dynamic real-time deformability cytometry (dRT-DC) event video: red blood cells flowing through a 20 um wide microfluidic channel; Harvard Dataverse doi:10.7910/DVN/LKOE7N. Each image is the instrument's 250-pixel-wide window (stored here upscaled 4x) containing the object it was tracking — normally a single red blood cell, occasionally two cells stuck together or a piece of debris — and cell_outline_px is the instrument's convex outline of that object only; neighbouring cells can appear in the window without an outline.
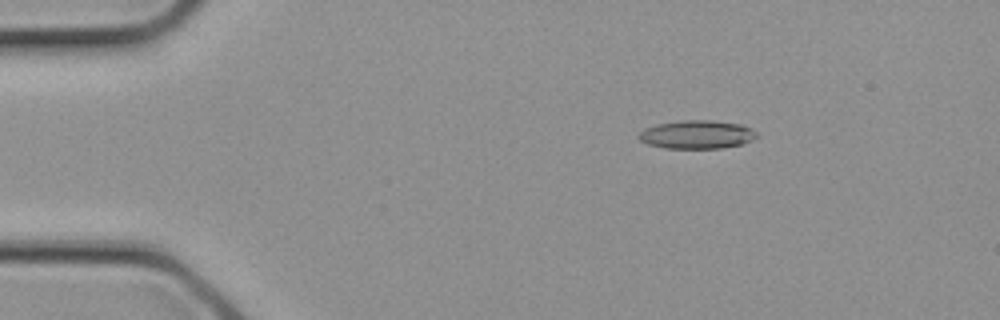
{"species": "common noctule bat (a hibernating species)", "species_latin": "Nyctalus noctula", "temperature_condition": "cold", "stored_images_in_passage": 3, "camera_frame_rate_fps": 3000, "um_per_image_px": 0.085, "animal": {"sex": "female", "body_mass_g": 21.9}, "frame": {"image": 1, "passage_image": 2, "time_ms": 0.333, "image_size_px": [1000, 320], "cell_outline_px": [[760, 136], [744, 144], [720, 148], [664, 148], [648, 144], [640, 140], [636, 136], [644, 128], [656, 124], [684, 120], [708, 120], [740, 124], [752, 128]], "centroid_in_image_um": [59.25, 11.44], "position_along_channel_um": 25.8, "area_um2": 19.65}}
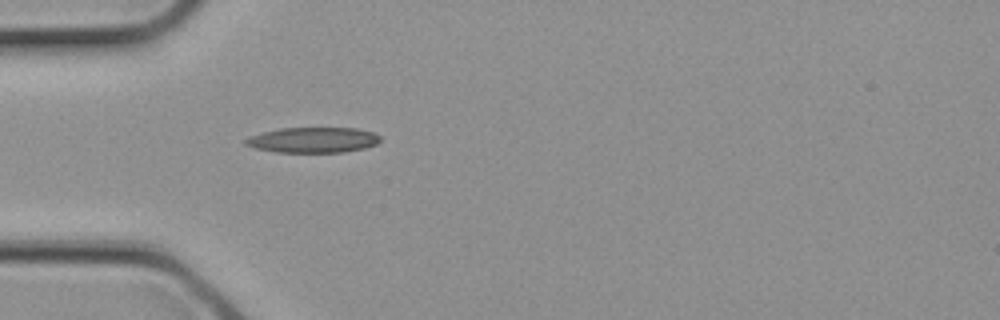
{"frame": {"image": 2, "passage_image": 3, "time_ms": 0.667, "image_size_px": [1000, 320], "cell_outline_px": [[380, 140], [376, 144], [364, 148], [344, 152], [276, 152], [256, 148], [244, 144], [244, 140], [248, 136], [280, 128], [356, 128], [372, 132], [380, 136]], "centroid_in_image_um": [26.6, 11.89], "position_along_channel_um": 58.4, "area_um2": 19.88}}